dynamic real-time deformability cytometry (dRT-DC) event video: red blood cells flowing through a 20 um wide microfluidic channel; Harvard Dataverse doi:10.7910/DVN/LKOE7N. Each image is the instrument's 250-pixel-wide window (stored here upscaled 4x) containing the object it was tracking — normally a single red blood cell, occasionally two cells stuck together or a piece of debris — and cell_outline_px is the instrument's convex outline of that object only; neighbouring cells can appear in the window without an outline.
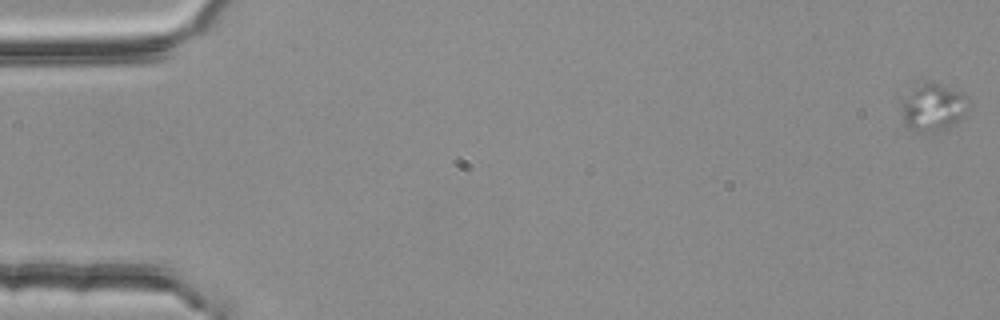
{"species": "common noctule bat (a hibernating species)", "species_latin": "Nyctalus noctula", "temperature_condition": "room temperature", "stored_images_in_passage": 4, "segment_of_instrument_passage": [1, 2], "camera_frame_rate_fps": 3000, "um_per_image_px": 0.085, "animal": {"sex": "female", "body_mass_g": 25.1}, "frame": {"image": 1, "passage_image": 1, "time_ms": 0.0, "image_size_px": [1000, 320], "cell_outline_px": [[972, 104], [948, 128], [908, 128], [904, 124], [900, 100], [916, 88], [928, 80], [940, 84], [956, 92]], "centroid_in_image_um": [79.26, 9.06], "position_along_channel_um": 5.7, "area_um2": 17.22}}
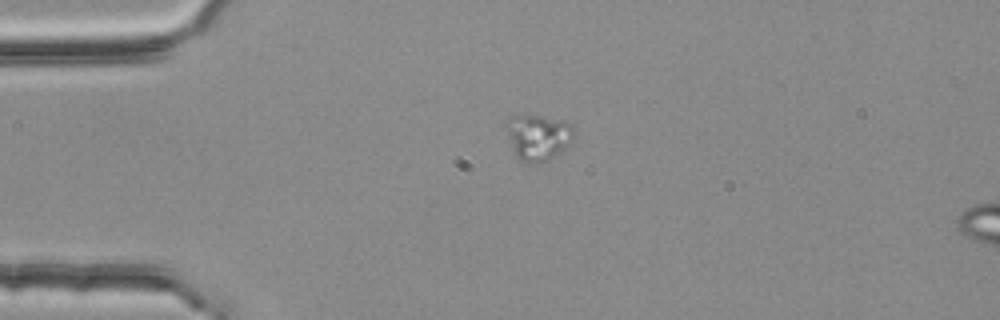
{"frame": {"image": 2, "passage_image": 3, "time_ms": 0.667, "image_size_px": [1000, 320], "cell_outline_px": [[572, 136], [568, 144], [560, 152], [544, 160], [532, 164], [520, 160], [516, 156], [508, 132], [508, 128], [512, 116], [540, 116], [564, 120], [572, 124]], "centroid_in_image_um": [45.77, 11.66], "position_along_channel_um": 39.2, "area_um2": 17.11}}